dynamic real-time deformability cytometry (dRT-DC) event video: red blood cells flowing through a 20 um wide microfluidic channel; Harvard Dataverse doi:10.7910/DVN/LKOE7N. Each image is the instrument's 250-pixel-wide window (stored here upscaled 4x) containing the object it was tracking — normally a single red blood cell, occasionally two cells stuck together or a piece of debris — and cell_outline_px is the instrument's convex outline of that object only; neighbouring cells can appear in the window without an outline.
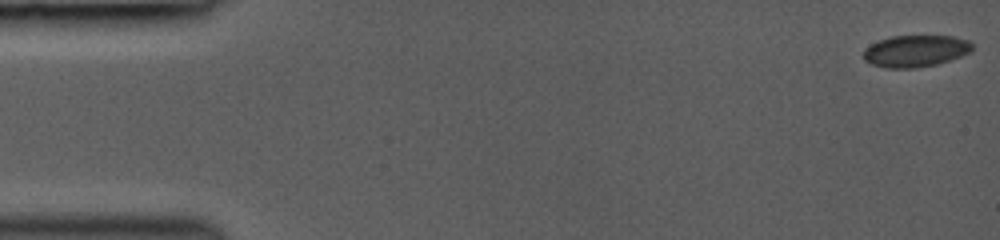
{"species": "common noctule bat (a hibernating species)", "species_latin": "Nyctalus noctula", "temperature_condition": "room temperature", "stored_images_in_passage": 28, "camera_frame_rate_fps": 3000, "um_per_image_px": 0.085, "animal": {"sex": "female", "body_mass_g": 19.0, "forearm_length_mm": 53.3}, "frame": {"image": 1, "passage_image": 1, "time_ms": 0.0, "image_size_px": [1000, 240], "cell_outline_px": [[972, 52], [936, 64], [916, 68], [888, 68], [872, 64], [864, 60], [864, 48], [880, 40], [892, 36], [952, 36], [972, 40]], "centroid_in_image_um": [77.85, 4.33], "position_along_channel_um": 7.2, "area_um2": 20.11}}
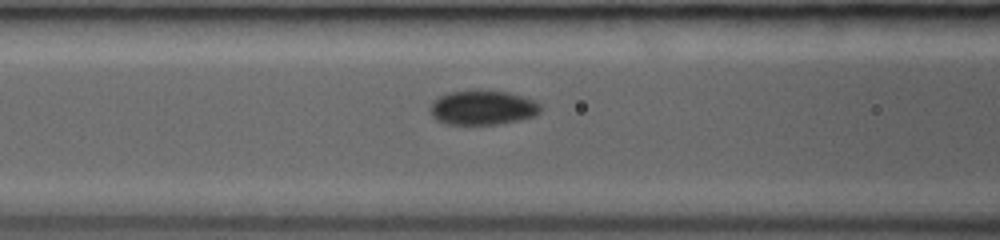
{"frame": {"image": 2, "passage_image": 16, "time_ms": 6.333, "image_size_px": [1000, 240], "cell_outline_px": [[540, 112], [536, 116], [520, 120], [500, 124], [448, 124], [436, 120], [432, 116], [428, 108], [432, 100], [448, 92], [476, 88], [480, 88], [508, 92], [532, 100], [540, 104]], "centroid_in_image_um": [40.98, 9.12], "position_along_channel_um": 125.6, "area_um2": 22.77}}
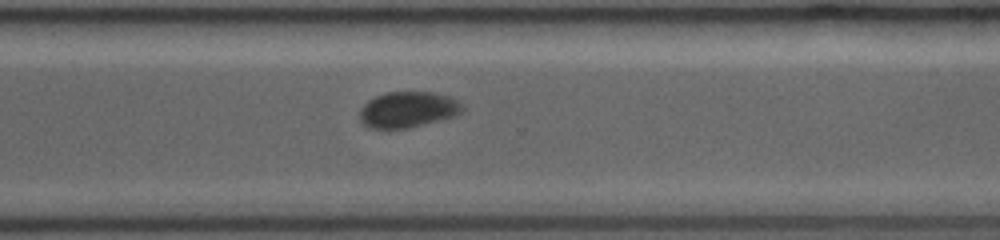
{"frame": {"image": 3, "passage_image": 28, "time_ms": 11.333, "image_size_px": [1000, 240], "cell_outline_px": [[464, 108], [456, 116], [408, 128], [368, 128], [360, 120], [360, 108], [368, 100], [376, 96], [388, 92], [436, 92], [448, 96], [456, 100]], "centroid_in_image_um": [34.66, 9.31], "position_along_channel_um": 335.9, "area_um2": 21.39}}